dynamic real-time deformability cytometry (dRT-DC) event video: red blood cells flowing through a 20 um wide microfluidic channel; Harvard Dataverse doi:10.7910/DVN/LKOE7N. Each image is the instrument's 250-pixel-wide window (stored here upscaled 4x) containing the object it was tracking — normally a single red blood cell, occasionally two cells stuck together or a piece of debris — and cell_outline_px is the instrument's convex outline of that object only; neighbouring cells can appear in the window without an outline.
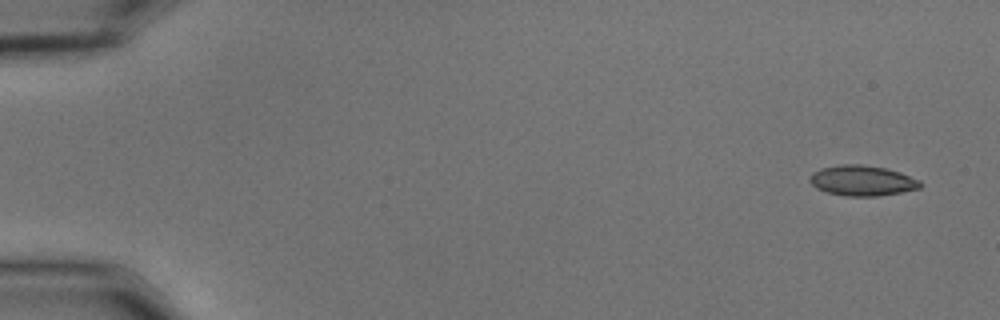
{"species": "common noctule bat (a hibernating species)", "species_latin": "Nyctalus noctula", "temperature_condition": "cold", "stored_images_in_passage": 6, "camera_frame_rate_fps": 3000, "um_per_image_px": 0.085, "animal": {"sex": "male", "body_mass_g": 15.6}, "frame": {"image": 1, "passage_image": 1, "time_ms": 0.0, "image_size_px": [1000, 320], "cell_outline_px": [[924, 184], [920, 188], [880, 196], [844, 196], [828, 192], [816, 188], [808, 180], [812, 172], [820, 168], [840, 164], [860, 164], [884, 168], [900, 172], [920, 180]], "centroid_in_image_um": [73.28, 15.35], "position_along_channel_um": 11.7, "area_um2": 19.65}}